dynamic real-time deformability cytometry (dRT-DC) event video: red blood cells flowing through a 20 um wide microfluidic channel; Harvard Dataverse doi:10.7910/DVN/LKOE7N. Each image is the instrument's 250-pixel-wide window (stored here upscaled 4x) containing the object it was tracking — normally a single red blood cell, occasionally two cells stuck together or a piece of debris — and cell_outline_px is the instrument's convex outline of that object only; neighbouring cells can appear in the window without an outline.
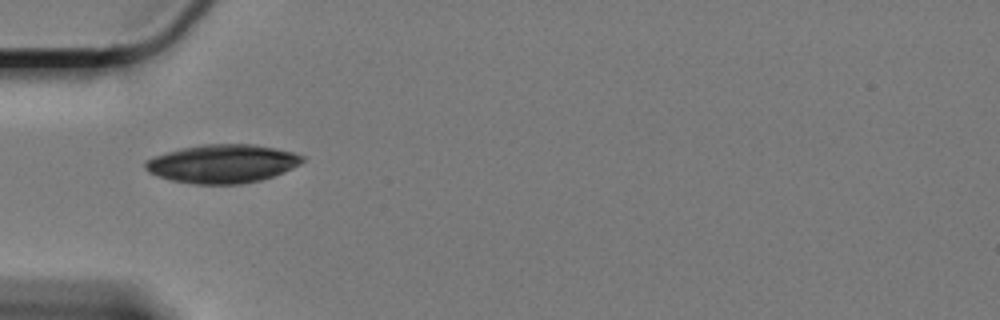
{"species": "Egyptian fruit bat (a non-hibernating species)", "species_latin": "Rousettus aegyptiacus", "temperature_condition": "cold", "stored_images_in_passage": 26, "camera_frame_rate_fps": 3000, "um_per_image_px": 0.085, "animal": {"sex": "female"}, "frame": {"image": 1, "passage_image": 1, "time_ms": 0.0, "image_size_px": [1000, 320], "cell_outline_px": [[304, 160], [300, 164], [284, 172], [260, 180], [240, 184], [192, 184], [172, 180], [148, 172], [144, 168], [144, 160], [180, 148], [204, 144], [252, 144], [276, 148], [292, 152], [304, 156]], "centroid_in_image_um": [18.9, 13.91], "position_along_channel_um": 66.1, "area_um2": 35.14}}
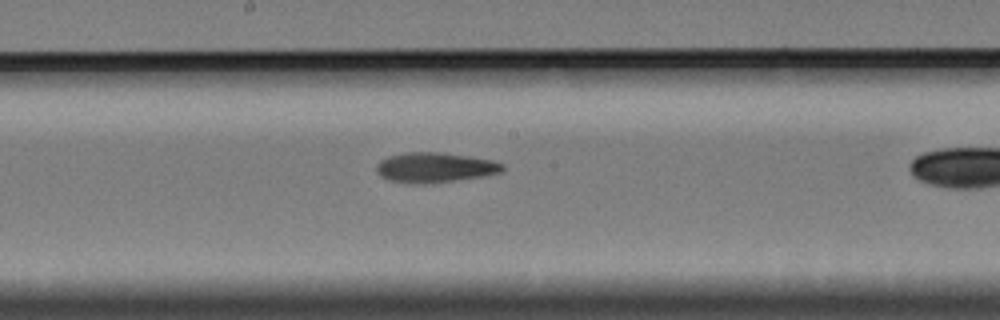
{"frame": {"image": 2, "passage_image": 10, "time_ms": 3.0, "image_size_px": [1000, 320], "cell_outline_px": [[504, 172], [484, 176], [432, 184], [408, 184], [388, 180], [380, 176], [376, 172], [376, 164], [380, 160], [388, 156], [404, 152], [436, 152], [468, 156], [492, 160], [504, 164]], "centroid_in_image_um": [36.94, 14.25], "position_along_channel_um": 211.3, "area_um2": 22.48}}
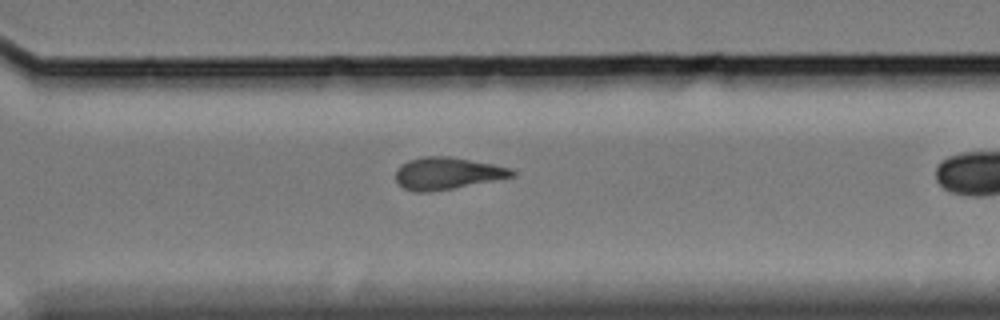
{"frame": {"image": 3, "passage_image": 21, "time_ms": 6.667, "image_size_px": [1000, 320], "cell_outline_px": [[516, 172], [512, 176], [432, 192], [416, 192], [404, 188], [396, 180], [396, 168], [400, 164], [408, 160], [424, 156], [452, 156], [512, 168]], "centroid_in_image_um": [37.96, 14.72], "position_along_channel_um": 332.6, "area_um2": 21.56}}